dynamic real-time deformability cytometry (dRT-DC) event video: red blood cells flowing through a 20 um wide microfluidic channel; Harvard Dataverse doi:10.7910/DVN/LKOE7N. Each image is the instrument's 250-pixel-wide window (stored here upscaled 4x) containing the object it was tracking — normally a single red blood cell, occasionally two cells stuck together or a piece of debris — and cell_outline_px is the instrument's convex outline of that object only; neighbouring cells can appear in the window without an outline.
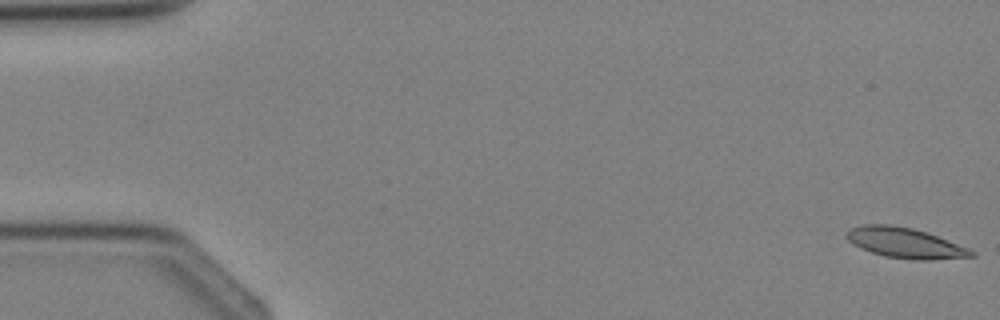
{"species": "Egyptian fruit bat (a non-hibernating species)", "species_latin": "Rousettus aegyptiacus", "temperature_condition": "cold", "stored_images_in_passage": 5, "camera_frame_rate_fps": 3000, "um_per_image_px": 0.085, "animal": {"sex": "female"}, "frame": {"image": 1, "passage_image": 1, "time_ms": 0.0, "image_size_px": [1000, 320], "cell_outline_px": [[976, 256], [932, 260], [912, 260], [884, 256], [860, 248], [848, 240], [844, 236], [852, 228], [864, 224], [892, 224], [912, 228], [936, 236], [968, 248], [976, 252]], "centroid_in_image_um": [76.93, 20.66], "position_along_channel_um": 8.1, "area_um2": 21.91}}
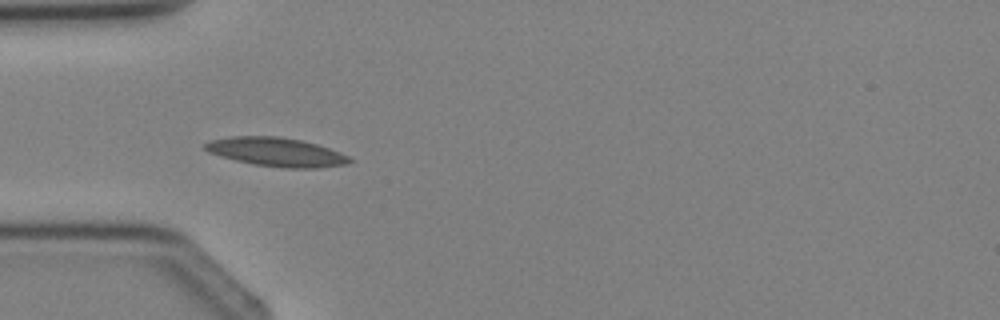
{"frame": {"image": 2, "passage_image": 4, "time_ms": 3.667, "image_size_px": [1000, 320], "cell_outline_px": [[356, 160], [348, 164], [320, 168], [280, 168], [252, 164], [220, 156], [208, 152], [204, 148], [204, 144], [212, 140], [228, 136], [280, 136], [300, 140], [316, 144], [340, 152]], "centroid_in_image_um": [23.52, 12.93], "position_along_channel_um": 61.5, "area_um2": 24.45}}
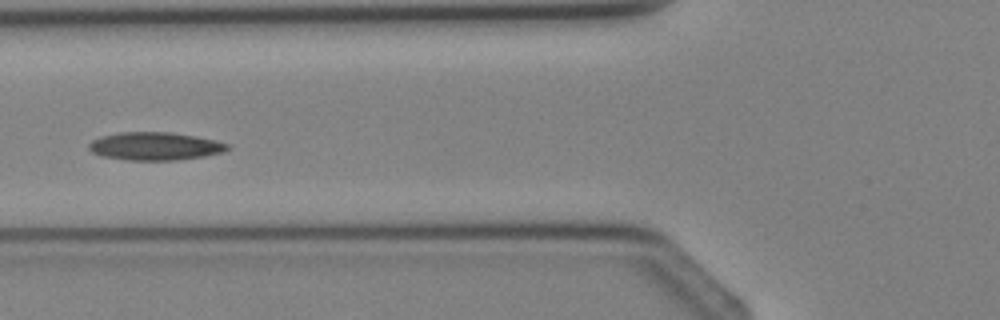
{"frame": {"image": 3, "passage_image": 5, "time_ms": 4.667, "image_size_px": [1000, 320], "cell_outline_px": [[232, 148], [224, 152], [204, 156], [176, 160], [128, 160], [104, 156], [92, 152], [88, 148], [88, 144], [92, 140], [100, 136], [120, 132], [172, 132], [196, 136], [216, 140], [232, 144]], "centroid_in_image_um": [13.23, 12.42], "position_along_channel_um": 112.6, "area_um2": 22.83}}